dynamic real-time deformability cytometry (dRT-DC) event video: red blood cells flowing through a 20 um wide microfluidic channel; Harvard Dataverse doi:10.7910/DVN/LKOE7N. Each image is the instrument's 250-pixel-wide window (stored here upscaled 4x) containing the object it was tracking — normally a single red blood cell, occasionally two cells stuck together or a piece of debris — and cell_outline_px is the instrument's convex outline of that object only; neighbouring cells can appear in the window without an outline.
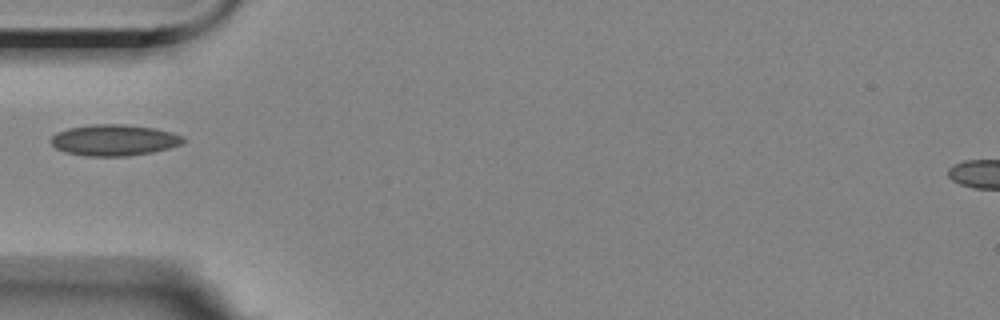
{"species": "Egyptian fruit bat (a non-hibernating species)", "species_latin": "Rousettus aegyptiacus", "temperature_condition": "room temperature", "stored_images_in_passage": 2, "camera_frame_rate_fps": 3000, "um_per_image_px": 0.085, "animal": {"sex": "female"}, "frame": {"image": 1, "passage_image": 1, "time_ms": 0.0, "image_size_px": [1000, 320], "cell_outline_px": [[188, 140], [184, 144], [152, 152], [128, 156], [84, 156], [64, 152], [56, 148], [52, 144], [52, 136], [56, 132], [68, 128], [92, 124], [124, 124], [156, 128], [172, 132], [184, 136]], "centroid_in_image_um": [9.75, 11.91], "position_along_channel_um": 75.3, "area_um2": 24.33}}
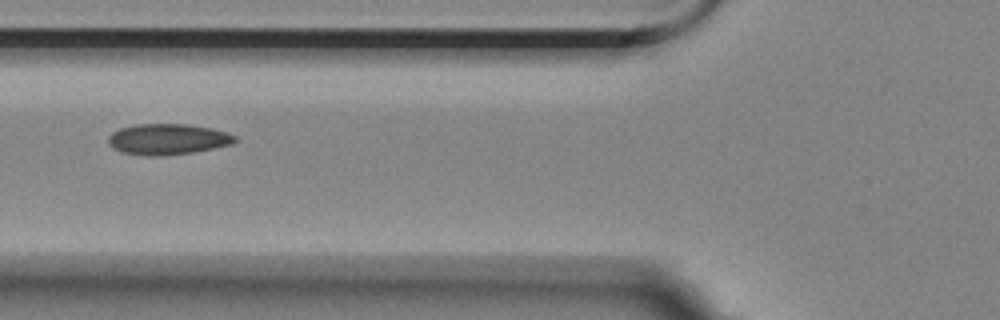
{"frame": {"image": 2, "passage_image": 2, "time_ms": 1.0, "image_size_px": [1000, 320], "cell_outline_px": [[236, 140], [232, 144], [192, 152], [160, 156], [152, 156], [120, 152], [112, 148], [108, 144], [108, 136], [112, 132], [120, 128], [136, 124], [188, 124], [212, 128], [228, 132], [236, 136]], "centroid_in_image_um": [14.23, 11.82], "position_along_channel_um": 111.6, "area_um2": 22.83}}